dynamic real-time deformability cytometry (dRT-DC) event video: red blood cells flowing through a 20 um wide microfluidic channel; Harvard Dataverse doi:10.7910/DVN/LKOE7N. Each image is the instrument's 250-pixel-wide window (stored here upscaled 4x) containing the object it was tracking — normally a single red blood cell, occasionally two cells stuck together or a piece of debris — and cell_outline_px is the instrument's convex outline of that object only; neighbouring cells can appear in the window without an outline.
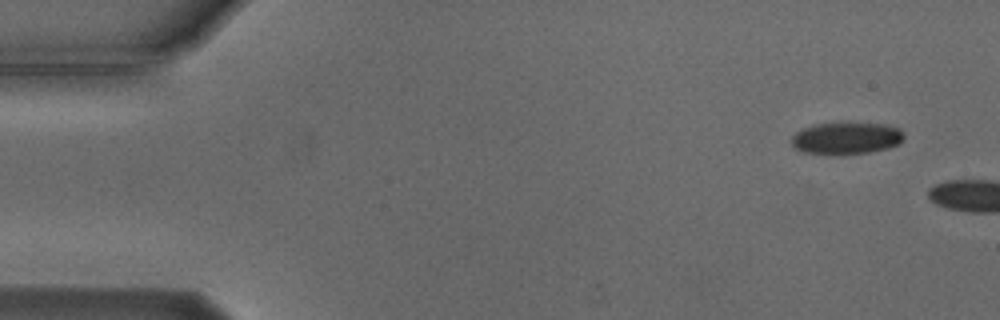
{"species": "Egyptian fruit bat (a non-hibernating species)", "species_latin": "Rousettus aegyptiacus", "temperature_condition": "cold", "stored_images_in_passage": 4, "camera_frame_rate_fps": 3000, "um_per_image_px": 0.085, "animal": {"sex": "male"}, "frame": {"image": 1, "passage_image": 1, "time_ms": 0.0, "image_size_px": [1000, 320], "cell_outline_px": [[904, 140], [900, 144], [888, 148], [868, 152], [804, 152], [796, 148], [792, 144], [792, 136], [796, 132], [812, 124], [884, 124], [900, 128], [904, 132]], "centroid_in_image_um": [72.01, 11.72], "position_along_channel_um": 13.0, "area_um2": 20.11}}